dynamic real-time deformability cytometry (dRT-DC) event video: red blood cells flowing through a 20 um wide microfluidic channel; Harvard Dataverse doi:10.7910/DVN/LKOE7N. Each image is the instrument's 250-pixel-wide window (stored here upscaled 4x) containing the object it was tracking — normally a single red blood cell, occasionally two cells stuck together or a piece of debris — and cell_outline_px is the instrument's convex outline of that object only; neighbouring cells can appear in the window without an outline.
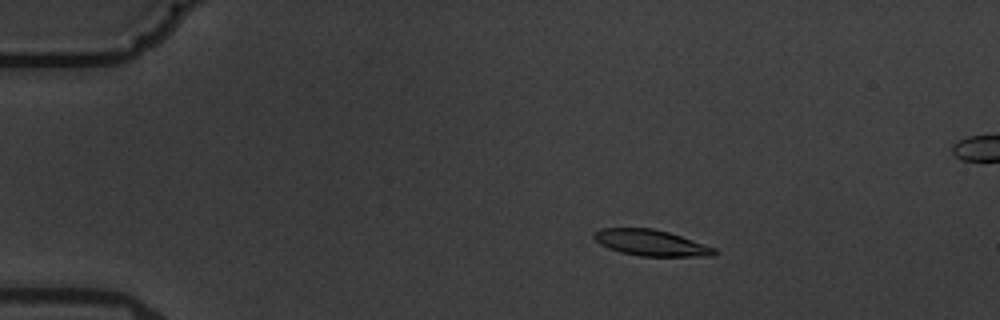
{"species": "common noctule bat (a hibernating species)", "species_latin": "Nyctalus noctula", "temperature_condition": "warm", "stored_images_in_passage": 5, "camera_frame_rate_fps": 3000, "um_per_image_px": 0.085, "animal": {"sex": "male", "body_mass_g": 19.5, "forearm_length_mm": 54.6}, "frame": {"image": 1, "passage_image": 2, "time_ms": 1.333, "image_size_px": [1000, 320], "cell_outline_px": [[716, 256], [640, 256], [620, 252], [608, 248], [600, 244], [592, 236], [600, 228], [652, 228], [668, 232], [716, 248]], "centroid_in_image_um": [55.33, 20.64], "position_along_channel_um": 29.7, "area_um2": 18.15}}